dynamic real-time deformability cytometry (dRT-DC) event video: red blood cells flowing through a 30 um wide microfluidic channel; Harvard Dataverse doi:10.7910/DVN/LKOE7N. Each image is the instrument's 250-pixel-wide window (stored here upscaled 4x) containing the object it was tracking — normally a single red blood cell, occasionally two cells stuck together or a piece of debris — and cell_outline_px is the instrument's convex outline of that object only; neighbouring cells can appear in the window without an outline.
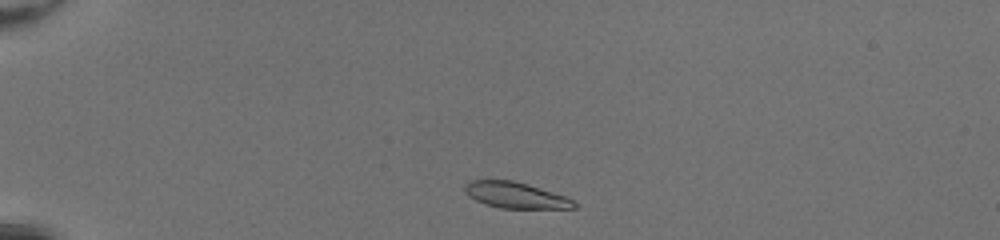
{"species": "common noctule bat (a hibernating species)", "species_latin": "Nyctalus noctula", "temperature_condition": "room temperature", "stored_images_in_passage": 39, "camera_frame_rate_fps": 3000, "um_per_image_px": 0.085, "animal": {"sex": "female", "body_mass_g": 20.0, "forearm_length_mm": 54.0}, "frame": {"image": 1, "passage_image": 2, "time_ms": 0.333, "image_size_px": [1000, 240], "cell_outline_px": [[576, 208], [500, 208], [484, 204], [468, 196], [464, 192], [464, 184], [472, 180], [512, 180], [528, 184], [564, 196], [572, 200], [576, 204]], "centroid_in_image_um": [43.76, 16.59], "position_along_channel_um": 41.2, "area_um2": 16.47}}
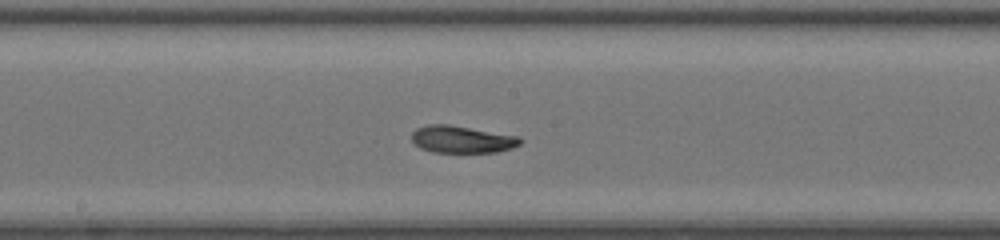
{"frame": {"image": 2, "passage_image": 18, "time_ms": 5.667, "image_size_px": [1000, 240], "cell_outline_px": [[524, 140], [520, 144], [512, 148], [496, 152], [432, 152], [420, 148], [412, 140], [412, 132], [416, 128], [428, 124], [448, 124], [520, 136]], "centroid_in_image_um": [39.28, 11.84], "position_along_channel_um": 208.9, "area_um2": 17.28}}
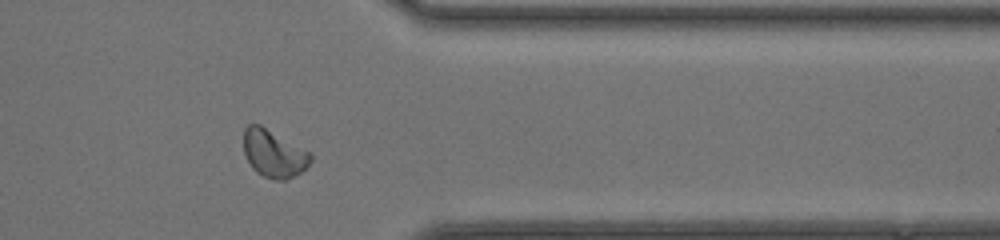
{"frame": {"image": 3, "passage_image": 31, "time_ms": 10.0, "image_size_px": [1000, 240], "cell_outline_px": [[312, 160], [300, 172], [284, 180], [272, 180], [256, 172], [252, 168], [244, 152], [244, 128], [248, 124], [260, 124], [312, 152]], "centroid_in_image_um": [23.27, 13.03], "position_along_channel_um": 388.1, "area_um2": 18.61}, "authors_computed_cell_mechanics": {"area_um2": 17.2822, "velocity_mm_per_s": 4.2618, "shape_relaxation_time_tau1_ms": null, "shape_relaxation_time_tau2_ms": 2.2509, "deformation_change_tau1": null, "deformation_change_tau2": 0.0814}}